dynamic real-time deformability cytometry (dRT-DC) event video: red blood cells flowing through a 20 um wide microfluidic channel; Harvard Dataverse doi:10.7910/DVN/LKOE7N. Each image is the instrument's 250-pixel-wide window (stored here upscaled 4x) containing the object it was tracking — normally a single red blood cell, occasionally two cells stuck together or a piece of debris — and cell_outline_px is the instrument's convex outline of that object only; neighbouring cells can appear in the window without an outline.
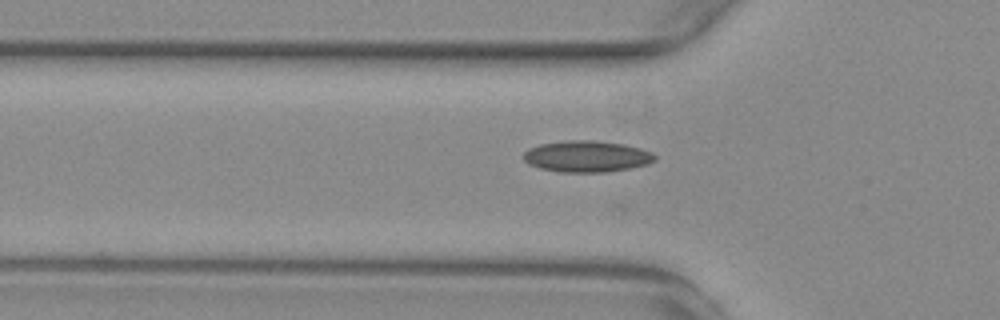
{"species": "common noctule bat (a hibernating species)", "species_latin": "Nyctalus noctula", "temperature_condition": "warm", "stored_images_in_passage": 23, "camera_frame_rate_fps": 3000, "um_per_image_px": 0.085, "animal": {"sex": "female", "body_mass_g": 29.2, "forearm_length_mm": 56.3}, "frame": {"image": 1, "passage_image": 5, "time_ms": 1.333, "image_size_px": [1000, 320], "cell_outline_px": [[656, 160], [648, 164], [628, 168], [604, 172], [560, 172], [540, 168], [528, 164], [524, 160], [524, 152], [528, 148], [540, 144], [568, 140], [592, 140], [624, 144], [640, 148], [652, 152], [656, 156]], "centroid_in_image_um": [49.87, 13.29], "position_along_channel_um": 75.9, "area_um2": 23.99}}
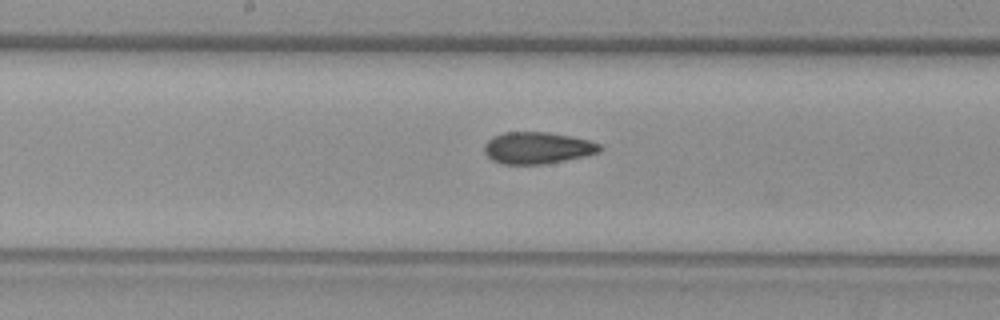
{"frame": {"image": 2, "passage_image": 15, "time_ms": 4.667, "image_size_px": [1000, 320], "cell_outline_px": [[604, 148], [600, 152], [584, 156], [544, 164], [504, 164], [492, 160], [484, 152], [484, 144], [492, 136], [504, 132], [548, 132], [588, 140], [600, 144]], "centroid_in_image_um": [45.67, 12.57], "position_along_channel_um": 202.5, "area_um2": 21.33}}
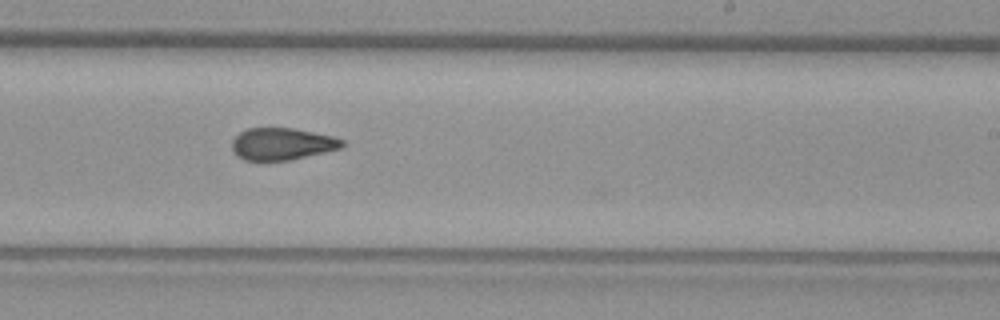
{"frame": {"image": 3, "passage_image": 20, "time_ms": 6.333, "image_size_px": [1000, 320], "cell_outline_px": [[344, 144], [340, 148], [292, 160], [244, 160], [236, 156], [232, 148], [232, 140], [240, 132], [248, 128], [292, 128], [332, 136], [344, 140]], "centroid_in_image_um": [23.95, 12.24], "position_along_channel_um": 265.1, "area_um2": 20.46}}